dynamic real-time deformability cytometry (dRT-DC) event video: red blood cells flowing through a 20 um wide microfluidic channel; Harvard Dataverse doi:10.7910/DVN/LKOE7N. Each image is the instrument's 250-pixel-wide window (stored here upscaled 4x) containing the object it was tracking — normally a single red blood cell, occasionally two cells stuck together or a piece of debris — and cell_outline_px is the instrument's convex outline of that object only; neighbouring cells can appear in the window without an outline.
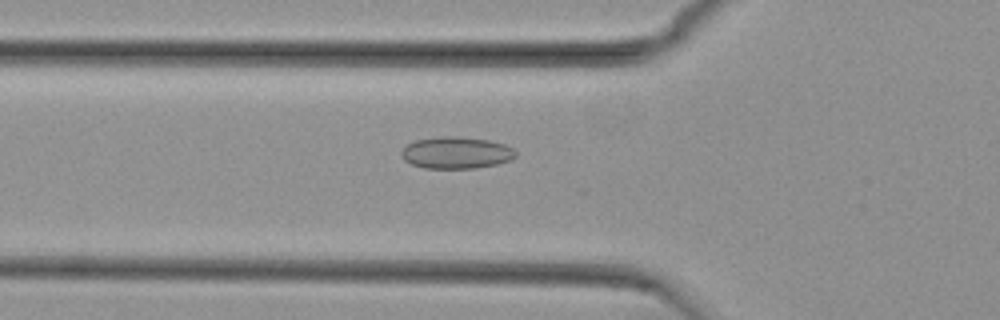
{"species": "common noctule bat (a hibernating species)", "species_latin": "Nyctalus noctula", "temperature_condition": "cold", "stored_images_in_passage": 13, "camera_frame_rate_fps": 3000, "um_per_image_px": 0.085, "animal": {"sex": "female", "body_mass_g": 29.2, "forearm_length_mm": 56.3}, "frame": {"image": 1, "passage_image": 4, "time_ms": 1.0, "image_size_px": [1000, 320], "cell_outline_px": [[516, 156], [512, 160], [496, 164], [476, 168], [424, 168], [412, 164], [404, 160], [400, 156], [400, 152], [408, 144], [416, 140], [440, 136], [456, 136], [488, 140], [504, 144], [512, 148], [516, 152]], "centroid_in_image_um": [38.77, 12.98], "position_along_channel_um": 87.0, "area_um2": 21.21}}
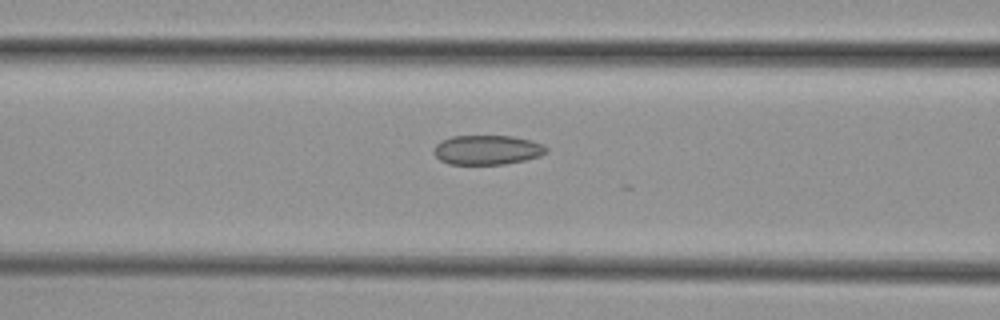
{"frame": {"image": 2, "passage_image": 7, "time_ms": 2.0, "image_size_px": [1000, 320], "cell_outline_px": [[548, 148], [540, 156], [524, 160], [504, 164], [448, 164], [440, 160], [432, 152], [436, 144], [440, 140], [452, 136], [512, 136], [544, 144]], "centroid_in_image_um": [41.37, 12.74], "position_along_channel_um": 125.2, "area_um2": 19.31}}
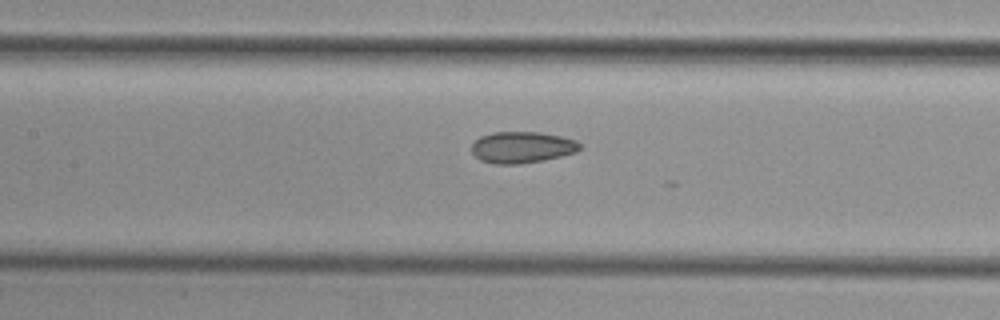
{"frame": {"image": 3, "passage_image": 10, "time_ms": 3.0, "image_size_px": [1000, 320], "cell_outline_px": [[580, 148], [576, 152], [544, 160], [520, 164], [492, 164], [480, 160], [472, 152], [472, 144], [480, 136], [492, 132], [540, 132], [560, 136], [576, 140], [580, 144]], "centroid_in_image_um": [44.35, 12.52], "position_along_channel_um": 163.0, "area_um2": 19.83}}